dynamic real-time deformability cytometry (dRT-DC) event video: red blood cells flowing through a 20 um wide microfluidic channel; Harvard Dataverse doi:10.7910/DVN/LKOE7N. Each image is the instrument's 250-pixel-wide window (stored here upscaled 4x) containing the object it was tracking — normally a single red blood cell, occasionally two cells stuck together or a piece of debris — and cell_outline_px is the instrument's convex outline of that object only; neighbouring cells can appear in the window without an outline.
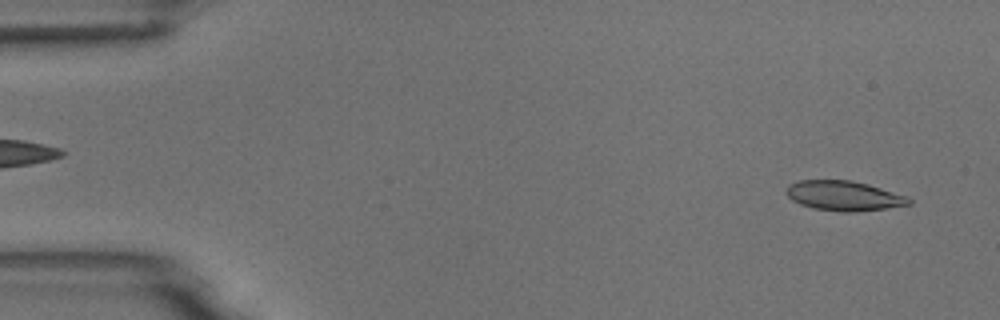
{"species": "common noctule bat (a hibernating species)", "species_latin": "Nyctalus noctula", "temperature_condition": "room temperature", "stored_images_in_passage": 5, "camera_frame_rate_fps": 3000, "um_per_image_px": 0.085, "animal": {"sex": "male", "body_mass_g": 18.8}, "frame": {"image": 1, "passage_image": 5, "time_ms": 5.667, "image_size_px": [1000, 320], "cell_outline_px": [[912, 204], [856, 212], [844, 212], [812, 208], [800, 204], [792, 200], [784, 192], [788, 184], [800, 180], [852, 180], [868, 184], [908, 196], [912, 200]], "centroid_in_image_um": [71.71, 16.63], "position_along_channel_um": 13.3, "area_um2": 21.44}}